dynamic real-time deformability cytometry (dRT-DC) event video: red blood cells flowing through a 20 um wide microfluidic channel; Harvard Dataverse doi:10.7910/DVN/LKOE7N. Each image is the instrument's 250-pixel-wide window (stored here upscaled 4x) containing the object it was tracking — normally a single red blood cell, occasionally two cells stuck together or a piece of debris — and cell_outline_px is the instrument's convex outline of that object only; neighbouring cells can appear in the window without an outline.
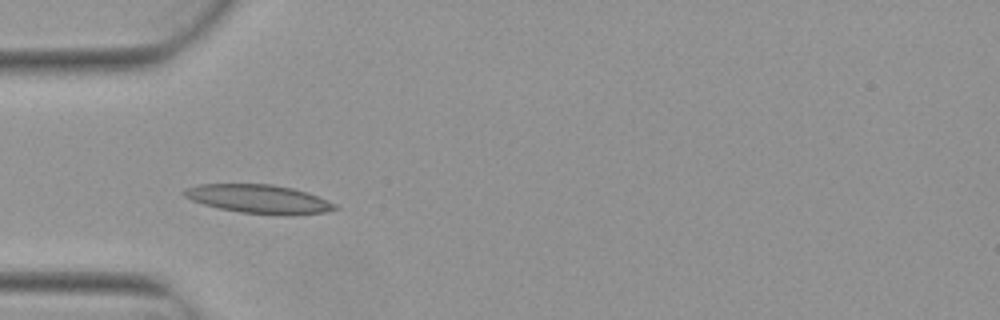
{"species": "Egyptian fruit bat (a non-hibernating species)", "species_latin": "Rousettus aegyptiacus", "temperature_condition": "warm", "stored_images_in_passage": 7, "camera_frame_rate_fps": 3000, "um_per_image_px": 0.085, "animal": {"sex": "female"}, "frame": {"image": 1, "passage_image": 5, "time_ms": 1.333, "image_size_px": [1000, 320], "cell_outline_px": [[340, 208], [324, 212], [288, 216], [240, 212], [220, 208], [204, 204], [192, 200], [184, 196], [180, 192], [184, 188], [200, 184], [272, 184], [292, 188], [308, 192], [336, 204]], "centroid_in_image_um": [22.01, 16.91], "position_along_channel_um": 63.0, "area_um2": 25.32}}
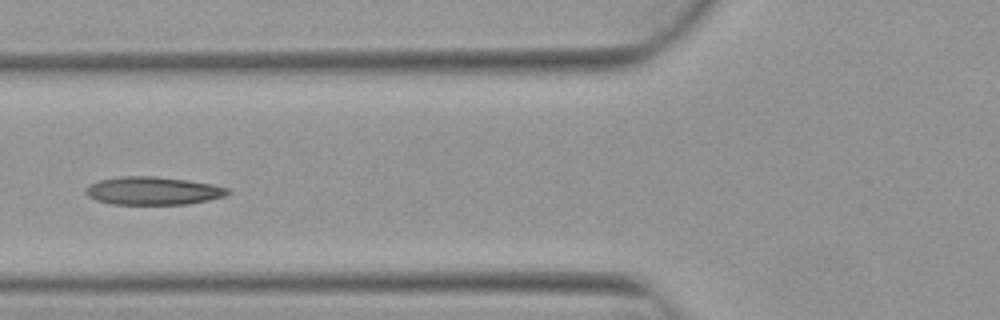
{"frame": {"image": 2, "passage_image": 6, "time_ms": 1.667, "image_size_px": [1000, 320], "cell_outline_px": [[232, 192], [224, 196], [208, 200], [188, 204], [112, 204], [96, 200], [88, 196], [84, 192], [84, 188], [88, 184], [100, 180], [120, 176], [156, 176], [188, 180], [212, 184], [228, 188]], "centroid_in_image_um": [12.98, 16.21], "position_along_channel_um": 112.8, "area_um2": 23.35}}
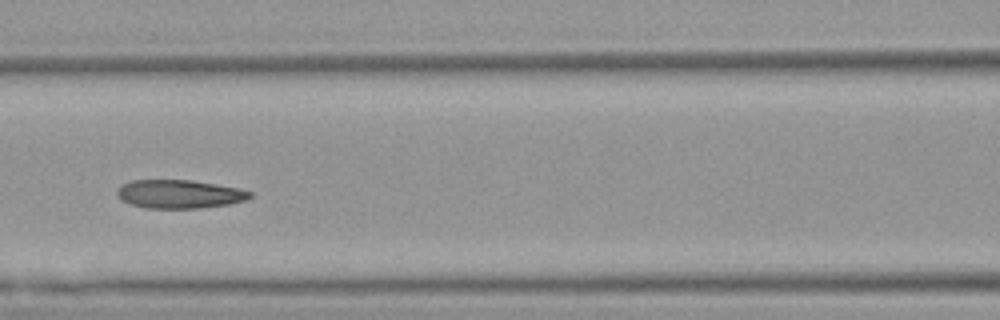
{"frame": {"image": 3, "passage_image": 7, "time_ms": 2.0, "image_size_px": [1000, 320], "cell_outline_px": [[252, 196], [244, 200], [228, 204], [200, 208], [144, 208], [128, 204], [116, 192], [120, 184], [132, 180], [192, 180], [240, 188], [252, 192]], "centroid_in_image_um": [15.24, 16.49], "position_along_channel_um": 151.4, "area_um2": 22.08}}